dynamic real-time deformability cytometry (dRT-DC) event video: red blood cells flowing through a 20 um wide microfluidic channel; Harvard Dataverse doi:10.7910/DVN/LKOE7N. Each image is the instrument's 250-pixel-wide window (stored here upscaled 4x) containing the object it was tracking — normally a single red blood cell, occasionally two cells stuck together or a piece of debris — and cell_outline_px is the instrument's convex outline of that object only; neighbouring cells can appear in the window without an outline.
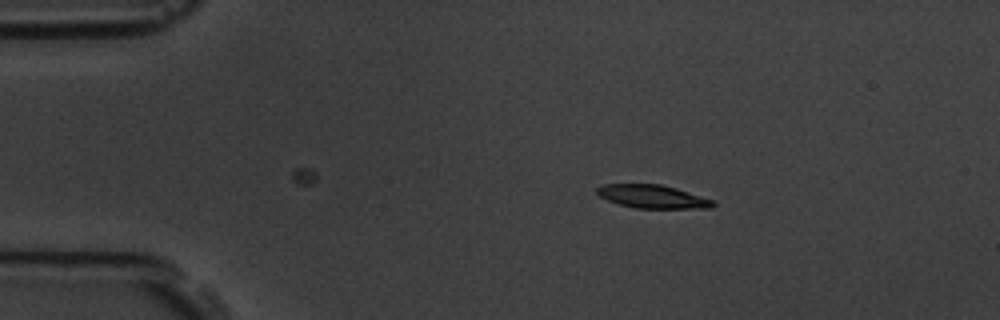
{"species": "common noctule bat (a hibernating species)", "species_latin": "Nyctalus noctula", "temperature_condition": "room temperature", "stored_images_in_passage": 2, "camera_frame_rate_fps": 3000, "um_per_image_px": 0.085, "animal": {"sex": "male", "body_mass_g": 19.5, "forearm_length_mm": 54.6}, "frame": {"image": 1, "passage_image": 1, "time_ms": 0.0, "image_size_px": [1000, 320], "cell_outline_px": [[716, 204], [712, 208], [636, 208], [620, 204], [608, 200], [600, 196], [596, 192], [596, 188], [604, 184], [660, 184], [676, 188], [712, 200]], "centroid_in_image_um": [55.46, 16.7], "position_along_channel_um": 29.5, "area_um2": 15.55}}